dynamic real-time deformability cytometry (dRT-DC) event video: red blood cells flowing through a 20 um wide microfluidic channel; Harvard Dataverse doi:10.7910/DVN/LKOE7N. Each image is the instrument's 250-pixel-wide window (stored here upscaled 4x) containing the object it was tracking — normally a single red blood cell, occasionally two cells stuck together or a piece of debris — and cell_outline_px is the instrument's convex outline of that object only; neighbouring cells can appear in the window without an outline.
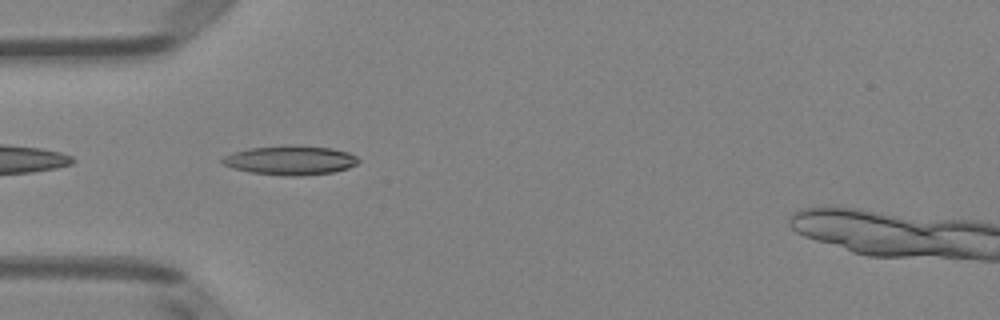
{"species": "Egyptian fruit bat (a non-hibernating species)", "species_latin": "Rousettus aegyptiacus", "temperature_condition": "room temperature", "stored_images_in_passage": 38, "camera_frame_rate_fps": 3000, "um_per_image_px": 0.085, "animal": {"sex": "female"}, "frame": {"image": 1, "passage_image": 2, "time_ms": 0.333, "image_size_px": [1000, 320], "cell_outline_px": [[360, 160], [356, 164], [348, 168], [332, 172], [300, 176], [284, 176], [252, 172], [232, 168], [224, 164], [220, 160], [224, 156], [232, 152], [248, 148], [292, 144], [332, 148], [348, 152], [356, 156]], "centroid_in_image_um": [24.67, 13.61], "position_along_channel_um": 60.3, "area_um2": 23.35}}
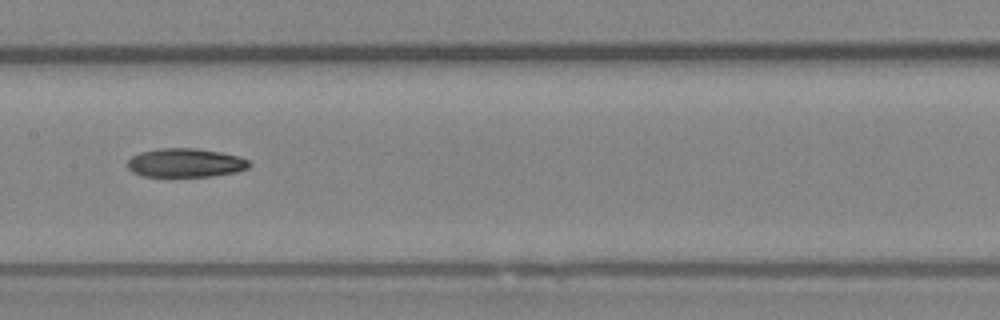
{"frame": {"image": 2, "passage_image": 12, "time_ms": 3.667, "image_size_px": [1000, 320], "cell_outline_px": [[252, 164], [248, 168], [236, 172], [212, 176], [144, 176], [132, 172], [128, 168], [128, 160], [132, 156], [140, 152], [156, 148], [196, 148], [220, 152], [240, 156], [248, 160]], "centroid_in_image_um": [15.78, 13.83], "position_along_channel_um": 191.6, "area_um2": 20.52}}
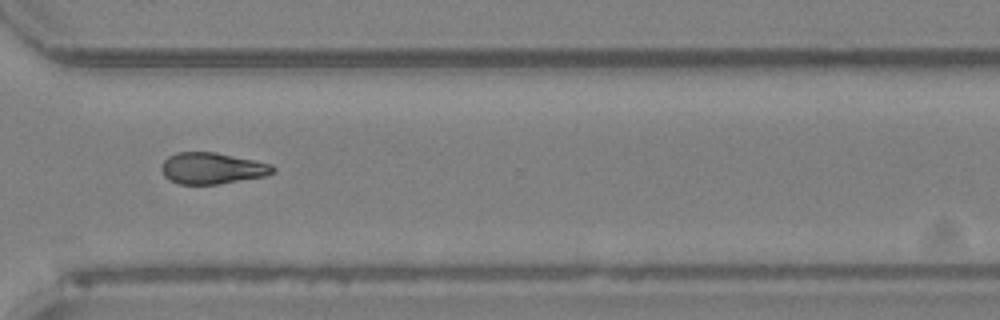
{"frame": {"image": 3, "passage_image": 24, "time_ms": 7.667, "image_size_px": [1000, 320], "cell_outline_px": [[276, 172], [264, 176], [220, 184], [180, 184], [164, 176], [160, 168], [164, 160], [168, 156], [176, 152], [216, 152], [272, 164], [276, 168]], "centroid_in_image_um": [18.04, 14.3], "position_along_channel_um": 352.6, "area_um2": 20.4}, "authors_computed_cell_mechanics": {"area_um2": 20.4323, "velocity_mm_per_s": 4.0222, "shape_relaxation_time_tau1_ms": 3.2377, "shape_relaxation_time_tau2_ms": null, "deformation_change_tau1": 0.1215, "deformation_change_tau2": null}}